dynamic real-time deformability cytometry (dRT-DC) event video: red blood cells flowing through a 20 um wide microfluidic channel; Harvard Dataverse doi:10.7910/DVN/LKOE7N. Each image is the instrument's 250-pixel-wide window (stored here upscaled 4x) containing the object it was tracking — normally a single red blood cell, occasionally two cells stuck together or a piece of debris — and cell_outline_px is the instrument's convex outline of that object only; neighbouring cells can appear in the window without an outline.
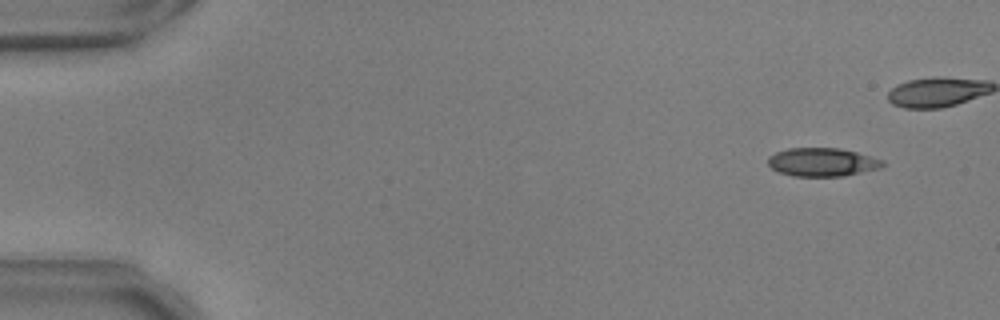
{"species": "common noctule bat (a hibernating species)", "species_latin": "Nyctalus noctula", "temperature_condition": "warm", "stored_images_in_passage": 41, "camera_frame_rate_fps": 3000, "um_per_image_px": 0.085, "animal": {"sex": "male", "body_mass_g": 17.9, "forearm_length_mm": 54.2}, "frame": {"image": 1, "passage_image": 1, "time_ms": 0.0, "image_size_px": [1000, 320], "cell_outline_px": [[884, 164], [880, 168], [844, 176], [792, 176], [780, 172], [772, 168], [768, 164], [768, 156], [776, 152], [788, 148], [840, 148], [856, 152], [884, 160]], "centroid_in_image_um": [69.88, 13.78], "position_along_channel_um": 15.1, "area_um2": 18.96}}
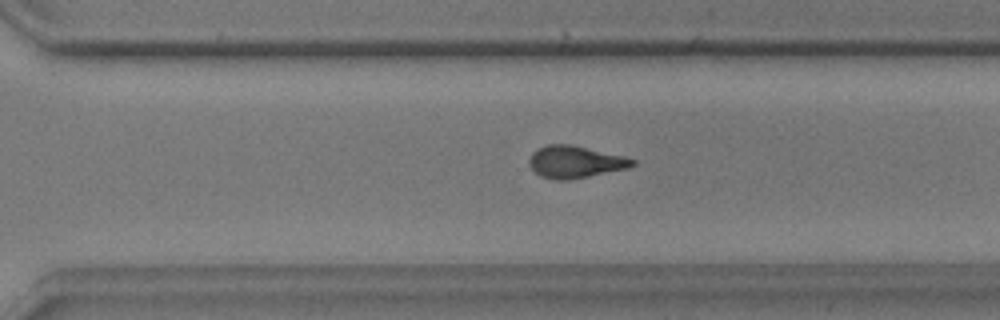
{"frame": {"image": 2, "passage_image": 35, "time_ms": 11.333, "image_size_px": [1000, 320], "cell_outline_px": [[636, 164], [628, 168], [568, 180], [556, 180], [540, 176], [528, 164], [528, 160], [532, 152], [548, 144], [568, 144], [624, 156], [636, 160]], "centroid_in_image_um": [48.88, 13.76], "position_along_channel_um": 321.7, "area_um2": 19.13}}